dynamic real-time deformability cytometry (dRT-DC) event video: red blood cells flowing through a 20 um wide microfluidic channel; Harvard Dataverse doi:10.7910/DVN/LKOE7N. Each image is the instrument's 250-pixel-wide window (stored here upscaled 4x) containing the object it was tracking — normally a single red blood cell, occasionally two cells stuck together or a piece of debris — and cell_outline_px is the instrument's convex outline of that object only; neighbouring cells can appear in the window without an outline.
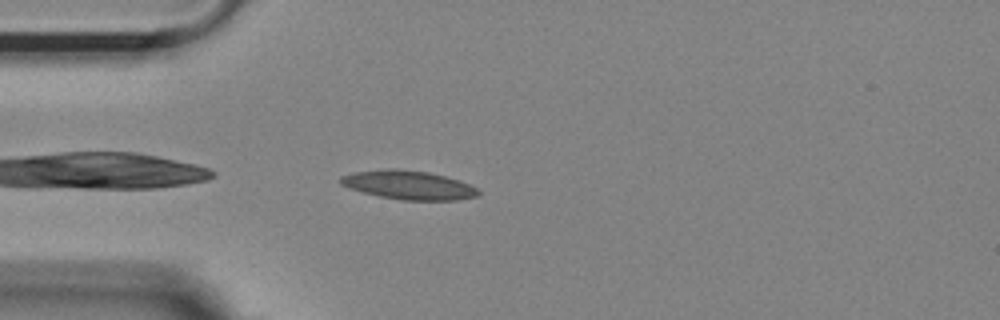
{"species": "Egyptian fruit bat (a non-hibernating species)", "species_latin": "Rousettus aegyptiacus", "temperature_condition": "room temperature", "stored_images_in_passage": 35, "camera_frame_rate_fps": 3000, "um_per_image_px": 0.085, "animal": {"sex": "female"}, "frame": {"image": 1, "passage_image": 2, "time_ms": 0.333, "image_size_px": [1000, 320], "cell_outline_px": [[480, 196], [456, 200], [404, 200], [380, 196], [364, 192], [340, 184], [340, 176], [352, 172], [388, 168], [396, 168], [428, 172], [460, 180], [476, 188], [480, 192]], "centroid_in_image_um": [34.74, 15.72], "position_along_channel_um": 50.3, "area_um2": 23.06}}
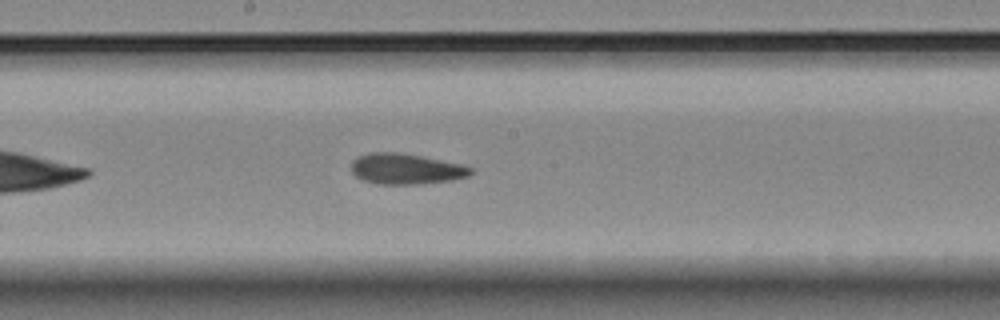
{"frame": {"image": 2, "passage_image": 16, "time_ms": 5.0, "image_size_px": [1000, 320], "cell_outline_px": [[472, 172], [468, 176], [452, 180], [420, 184], [376, 184], [364, 180], [356, 176], [352, 172], [352, 160], [360, 156], [372, 152], [396, 152], [420, 156], [464, 164], [472, 168]], "centroid_in_image_um": [34.52, 14.36], "position_along_channel_um": 213.7, "area_um2": 21.27}}
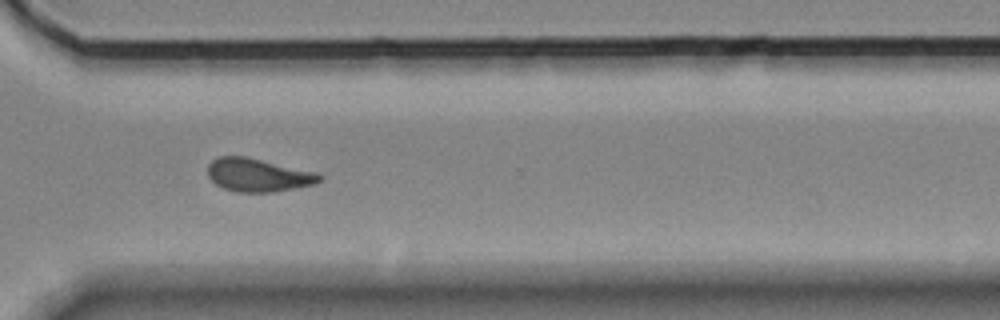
{"frame": {"image": 3, "passage_image": 27, "time_ms": 8.667, "image_size_px": [1000, 320], "cell_outline_px": [[324, 176], [320, 180], [312, 184], [272, 192], [236, 192], [224, 188], [216, 184], [208, 176], [208, 164], [212, 160], [220, 156], [244, 156], [320, 172]], "centroid_in_image_um": [21.95, 14.86], "position_along_channel_um": 348.7, "area_um2": 21.62}, "authors_computed_cell_mechanics": {"area_um2": 21.3282, "velocity_mm_per_s": 3.6832, "shape_relaxation_time_tau1_ms": null, "shape_relaxation_time_tau2_ms": 2.4447, "deformation_change_tau1": null, "deformation_change_tau2": 0.0981}}